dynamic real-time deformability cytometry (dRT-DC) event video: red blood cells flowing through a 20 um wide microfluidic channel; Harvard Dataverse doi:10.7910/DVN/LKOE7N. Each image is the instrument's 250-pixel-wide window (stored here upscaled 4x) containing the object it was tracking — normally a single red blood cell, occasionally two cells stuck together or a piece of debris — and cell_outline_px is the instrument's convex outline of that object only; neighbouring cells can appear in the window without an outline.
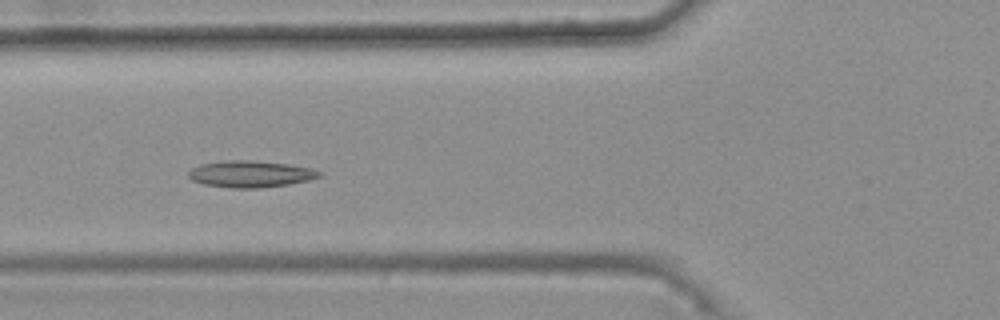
{"species": "common noctule bat (a hibernating species)", "species_latin": "Nyctalus noctula", "temperature_condition": "warm", "stored_images_in_passage": 33, "camera_frame_rate_fps": 3000, "um_per_image_px": 0.085, "animal": {"sex": "female", "body_mass_g": 25.1}, "frame": {"image": 1, "passage_image": 10, "time_ms": 3.0, "image_size_px": [1000, 320], "cell_outline_px": [[324, 176], [308, 180], [288, 184], [260, 188], [232, 188], [204, 184], [192, 180], [188, 176], [188, 172], [192, 168], [200, 164], [220, 160], [252, 160], [288, 164], [312, 168], [324, 172]], "centroid_in_image_um": [21.32, 14.78], "position_along_channel_um": 104.5, "area_um2": 20.52}}
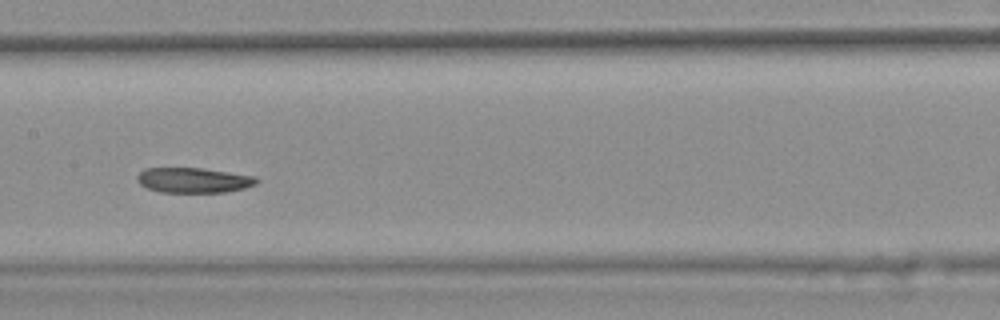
{"frame": {"image": 2, "passage_image": 17, "time_ms": 5.333, "image_size_px": [1000, 320], "cell_outline_px": [[260, 180], [256, 184], [244, 188], [224, 192], [160, 192], [148, 188], [140, 184], [136, 180], [136, 176], [144, 168], [200, 168], [256, 176]], "centroid_in_image_um": [16.44, 15.31], "position_along_channel_um": 191.0, "area_um2": 17.46}}
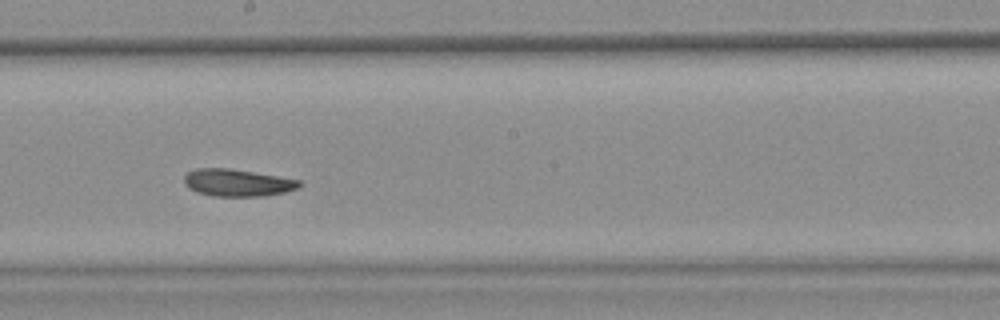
{"frame": {"image": 3, "passage_image": 20, "time_ms": 6.333, "image_size_px": [1000, 320], "cell_outline_px": [[304, 184], [300, 188], [284, 192], [264, 196], [212, 196], [196, 192], [188, 188], [184, 184], [184, 176], [188, 172], [196, 168], [228, 168], [300, 180]], "centroid_in_image_um": [20.17, 15.54], "position_along_channel_um": 228.0, "area_um2": 18.32}, "authors_computed_cell_mechanics": {"area_um2": 18.6694, "velocity_mm_per_s": 3.7136, "shape_relaxation_time_tau1_ms": 8.1997, "shape_relaxation_time_tau2_ms": 5.3233, "deformation_change_tau1": 0.1349, "deformation_change_tau2": 0.109}}